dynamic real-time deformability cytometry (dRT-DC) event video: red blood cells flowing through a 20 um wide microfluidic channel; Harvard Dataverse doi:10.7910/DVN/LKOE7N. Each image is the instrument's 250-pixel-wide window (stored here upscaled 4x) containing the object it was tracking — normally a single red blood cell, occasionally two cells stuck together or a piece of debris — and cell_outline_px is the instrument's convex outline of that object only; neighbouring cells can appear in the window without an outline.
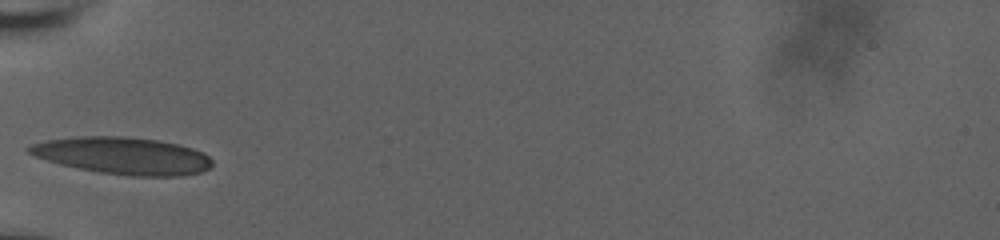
{"species": "human", "species_latin": "Homo sapiens", "temperature_condition": "room temperature", "stored_images_in_passage": 11, "camera_frame_rate_fps": 3000, "um_per_image_px": 0.085, "donor": {"sex": "male"}, "frame": {"image": 1, "passage_image": 1, "time_ms": 0.0, "image_size_px": [1000, 240], "cell_outline_px": [[212, 164], [208, 168], [200, 172], [180, 176], [132, 176], [100, 172], [60, 164], [36, 156], [28, 152], [28, 148], [32, 144], [48, 140], [80, 136], [124, 136], [156, 140], [176, 144], [192, 148], [204, 152], [212, 160]], "centroid_in_image_um": [10.48, 13.23], "position_along_channel_um": 74.5, "area_um2": 39.13}}
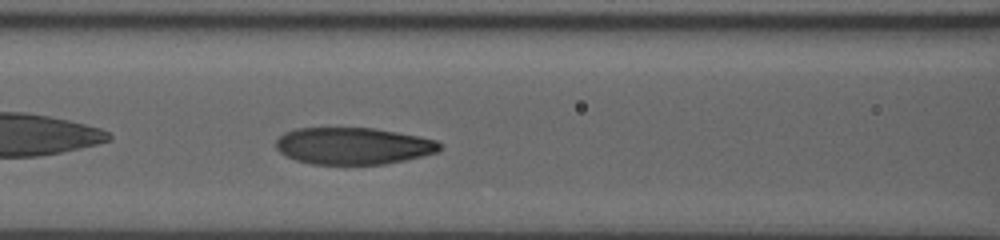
{"frame": {"image": 2, "passage_image": 8, "time_ms": 1.667, "image_size_px": [1000, 240], "cell_outline_px": [[440, 148], [436, 152], [404, 160], [384, 164], [312, 164], [296, 160], [280, 152], [276, 148], [276, 140], [284, 132], [296, 128], [372, 128], [420, 136], [436, 140], [440, 144]], "centroid_in_image_um": [29.99, 12.4], "position_along_channel_um": 136.6, "area_um2": 34.97}}